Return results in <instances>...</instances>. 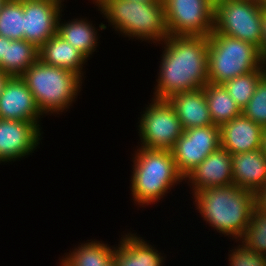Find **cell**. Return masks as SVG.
<instances>
[{"mask_svg":"<svg viewBox=\"0 0 266 266\" xmlns=\"http://www.w3.org/2000/svg\"><path fill=\"white\" fill-rule=\"evenodd\" d=\"M157 46H161L162 54L152 98L167 100L172 95L203 88L208 83V36L169 35Z\"/></svg>","mask_w":266,"mask_h":266,"instance_id":"6da1fadb","label":"cell"},{"mask_svg":"<svg viewBox=\"0 0 266 266\" xmlns=\"http://www.w3.org/2000/svg\"><path fill=\"white\" fill-rule=\"evenodd\" d=\"M191 198L203 223L230 241L242 237L255 208L254 193L234 184L207 188L192 194Z\"/></svg>","mask_w":266,"mask_h":266,"instance_id":"7a4b0ae2","label":"cell"},{"mask_svg":"<svg viewBox=\"0 0 266 266\" xmlns=\"http://www.w3.org/2000/svg\"><path fill=\"white\" fill-rule=\"evenodd\" d=\"M93 3L114 33L128 41L156 45L168 36L163 1L88 0ZM153 43V44H152Z\"/></svg>","mask_w":266,"mask_h":266,"instance_id":"3957f363","label":"cell"},{"mask_svg":"<svg viewBox=\"0 0 266 266\" xmlns=\"http://www.w3.org/2000/svg\"><path fill=\"white\" fill-rule=\"evenodd\" d=\"M135 147L130 155L133 164L129 188L132 203L139 210L162 203L172 189L184 183V177L177 170L171 151Z\"/></svg>","mask_w":266,"mask_h":266,"instance_id":"277c9868","label":"cell"},{"mask_svg":"<svg viewBox=\"0 0 266 266\" xmlns=\"http://www.w3.org/2000/svg\"><path fill=\"white\" fill-rule=\"evenodd\" d=\"M34 96L38 109L46 117L69 112L81 94L84 80L66 69L38 59L21 76Z\"/></svg>","mask_w":266,"mask_h":266,"instance_id":"5b68a950","label":"cell"},{"mask_svg":"<svg viewBox=\"0 0 266 266\" xmlns=\"http://www.w3.org/2000/svg\"><path fill=\"white\" fill-rule=\"evenodd\" d=\"M208 82L223 84L258 68H266L259 48L215 30L208 36Z\"/></svg>","mask_w":266,"mask_h":266,"instance_id":"8992f818","label":"cell"},{"mask_svg":"<svg viewBox=\"0 0 266 266\" xmlns=\"http://www.w3.org/2000/svg\"><path fill=\"white\" fill-rule=\"evenodd\" d=\"M147 103L138 112V147L170 151L183 134L180 120L167 100L151 98Z\"/></svg>","mask_w":266,"mask_h":266,"instance_id":"52a82bcc","label":"cell"},{"mask_svg":"<svg viewBox=\"0 0 266 266\" xmlns=\"http://www.w3.org/2000/svg\"><path fill=\"white\" fill-rule=\"evenodd\" d=\"M265 9L243 0H217L214 2V30L252 43L260 51Z\"/></svg>","mask_w":266,"mask_h":266,"instance_id":"ba28073f","label":"cell"},{"mask_svg":"<svg viewBox=\"0 0 266 266\" xmlns=\"http://www.w3.org/2000/svg\"><path fill=\"white\" fill-rule=\"evenodd\" d=\"M168 34L209 36L214 30L213 0H163Z\"/></svg>","mask_w":266,"mask_h":266,"instance_id":"9c48e42d","label":"cell"},{"mask_svg":"<svg viewBox=\"0 0 266 266\" xmlns=\"http://www.w3.org/2000/svg\"><path fill=\"white\" fill-rule=\"evenodd\" d=\"M221 147L219 126L208 125L183 130L171 151L177 170L185 177L209 154Z\"/></svg>","mask_w":266,"mask_h":266,"instance_id":"30bf717a","label":"cell"},{"mask_svg":"<svg viewBox=\"0 0 266 266\" xmlns=\"http://www.w3.org/2000/svg\"><path fill=\"white\" fill-rule=\"evenodd\" d=\"M42 124L0 119V164H13L38 151L44 133Z\"/></svg>","mask_w":266,"mask_h":266,"instance_id":"8fae6325","label":"cell"},{"mask_svg":"<svg viewBox=\"0 0 266 266\" xmlns=\"http://www.w3.org/2000/svg\"><path fill=\"white\" fill-rule=\"evenodd\" d=\"M22 4L24 40L40 48L57 34L59 17L66 5L59 0H22Z\"/></svg>","mask_w":266,"mask_h":266,"instance_id":"7c38bea8","label":"cell"},{"mask_svg":"<svg viewBox=\"0 0 266 266\" xmlns=\"http://www.w3.org/2000/svg\"><path fill=\"white\" fill-rule=\"evenodd\" d=\"M44 117L25 80L9 77L0 95V119L41 122Z\"/></svg>","mask_w":266,"mask_h":266,"instance_id":"4fadbf2b","label":"cell"},{"mask_svg":"<svg viewBox=\"0 0 266 266\" xmlns=\"http://www.w3.org/2000/svg\"><path fill=\"white\" fill-rule=\"evenodd\" d=\"M186 182V183H185ZM191 193L233 184L231 154L220 147L209 154L197 167L184 177V183Z\"/></svg>","mask_w":266,"mask_h":266,"instance_id":"5bb4252c","label":"cell"},{"mask_svg":"<svg viewBox=\"0 0 266 266\" xmlns=\"http://www.w3.org/2000/svg\"><path fill=\"white\" fill-rule=\"evenodd\" d=\"M220 144L230 154L261 149L263 127L241 114L219 126Z\"/></svg>","mask_w":266,"mask_h":266,"instance_id":"9a60e30c","label":"cell"},{"mask_svg":"<svg viewBox=\"0 0 266 266\" xmlns=\"http://www.w3.org/2000/svg\"><path fill=\"white\" fill-rule=\"evenodd\" d=\"M64 15L65 13H61L59 17L57 34L91 60L94 52L99 50L97 48L100 45L101 34L98 32L102 33L105 30L104 23L100 22L96 26L87 16L73 17L68 21L62 19Z\"/></svg>","mask_w":266,"mask_h":266,"instance_id":"2e32d148","label":"cell"},{"mask_svg":"<svg viewBox=\"0 0 266 266\" xmlns=\"http://www.w3.org/2000/svg\"><path fill=\"white\" fill-rule=\"evenodd\" d=\"M167 101L174 108L183 130L214 125L203 88L172 95Z\"/></svg>","mask_w":266,"mask_h":266,"instance_id":"e0dca14e","label":"cell"},{"mask_svg":"<svg viewBox=\"0 0 266 266\" xmlns=\"http://www.w3.org/2000/svg\"><path fill=\"white\" fill-rule=\"evenodd\" d=\"M39 59L47 65L66 69L86 80L84 75H86L85 69L88 68L85 67L89 59L58 34L39 48Z\"/></svg>","mask_w":266,"mask_h":266,"instance_id":"ac0fdd59","label":"cell"},{"mask_svg":"<svg viewBox=\"0 0 266 266\" xmlns=\"http://www.w3.org/2000/svg\"><path fill=\"white\" fill-rule=\"evenodd\" d=\"M233 184L255 193L266 182V158L261 149L231 154Z\"/></svg>","mask_w":266,"mask_h":266,"instance_id":"d6986e66","label":"cell"},{"mask_svg":"<svg viewBox=\"0 0 266 266\" xmlns=\"http://www.w3.org/2000/svg\"><path fill=\"white\" fill-rule=\"evenodd\" d=\"M117 244L110 245L103 240L82 241L69 252L59 257V266H106L114 257Z\"/></svg>","mask_w":266,"mask_h":266,"instance_id":"ffe728a7","label":"cell"},{"mask_svg":"<svg viewBox=\"0 0 266 266\" xmlns=\"http://www.w3.org/2000/svg\"><path fill=\"white\" fill-rule=\"evenodd\" d=\"M39 59V48L23 40L6 38L5 57L0 62V71L9 77L22 76L27 68Z\"/></svg>","mask_w":266,"mask_h":266,"instance_id":"44dd1931","label":"cell"},{"mask_svg":"<svg viewBox=\"0 0 266 266\" xmlns=\"http://www.w3.org/2000/svg\"><path fill=\"white\" fill-rule=\"evenodd\" d=\"M203 89L214 125H223L242 114L241 108L231 98L223 84L208 82Z\"/></svg>","mask_w":266,"mask_h":266,"instance_id":"7402d4cb","label":"cell"},{"mask_svg":"<svg viewBox=\"0 0 266 266\" xmlns=\"http://www.w3.org/2000/svg\"><path fill=\"white\" fill-rule=\"evenodd\" d=\"M0 36L10 40L24 39L22 0H6L0 9Z\"/></svg>","mask_w":266,"mask_h":266,"instance_id":"603a6c76","label":"cell"},{"mask_svg":"<svg viewBox=\"0 0 266 266\" xmlns=\"http://www.w3.org/2000/svg\"><path fill=\"white\" fill-rule=\"evenodd\" d=\"M265 74L266 68H258L248 74L228 80L223 85L231 98L242 110L249 103L257 84Z\"/></svg>","mask_w":266,"mask_h":266,"instance_id":"cb8c5ba5","label":"cell"},{"mask_svg":"<svg viewBox=\"0 0 266 266\" xmlns=\"http://www.w3.org/2000/svg\"><path fill=\"white\" fill-rule=\"evenodd\" d=\"M238 241L257 254L266 256V214L254 208L249 225Z\"/></svg>","mask_w":266,"mask_h":266,"instance_id":"d4e9b609","label":"cell"},{"mask_svg":"<svg viewBox=\"0 0 266 266\" xmlns=\"http://www.w3.org/2000/svg\"><path fill=\"white\" fill-rule=\"evenodd\" d=\"M242 114L254 123L266 127V74L260 79L249 103Z\"/></svg>","mask_w":266,"mask_h":266,"instance_id":"484cf974","label":"cell"},{"mask_svg":"<svg viewBox=\"0 0 266 266\" xmlns=\"http://www.w3.org/2000/svg\"><path fill=\"white\" fill-rule=\"evenodd\" d=\"M233 246L226 254L228 255L226 258L227 262H229L228 266H266L265 255L257 254L254 250L246 248L239 241H234Z\"/></svg>","mask_w":266,"mask_h":266,"instance_id":"4316f807","label":"cell"},{"mask_svg":"<svg viewBox=\"0 0 266 266\" xmlns=\"http://www.w3.org/2000/svg\"><path fill=\"white\" fill-rule=\"evenodd\" d=\"M255 209L266 214V182L254 193Z\"/></svg>","mask_w":266,"mask_h":266,"instance_id":"83f0119b","label":"cell"},{"mask_svg":"<svg viewBox=\"0 0 266 266\" xmlns=\"http://www.w3.org/2000/svg\"><path fill=\"white\" fill-rule=\"evenodd\" d=\"M261 30H262V36H261L260 53H261L263 62L266 65V9L263 12Z\"/></svg>","mask_w":266,"mask_h":266,"instance_id":"f1b7e54d","label":"cell"},{"mask_svg":"<svg viewBox=\"0 0 266 266\" xmlns=\"http://www.w3.org/2000/svg\"><path fill=\"white\" fill-rule=\"evenodd\" d=\"M6 51V38L0 36V62L2 61L3 57H5Z\"/></svg>","mask_w":266,"mask_h":266,"instance_id":"f546056e","label":"cell"},{"mask_svg":"<svg viewBox=\"0 0 266 266\" xmlns=\"http://www.w3.org/2000/svg\"><path fill=\"white\" fill-rule=\"evenodd\" d=\"M261 150L264 157L266 158V127H263Z\"/></svg>","mask_w":266,"mask_h":266,"instance_id":"4dcf8cb0","label":"cell"},{"mask_svg":"<svg viewBox=\"0 0 266 266\" xmlns=\"http://www.w3.org/2000/svg\"><path fill=\"white\" fill-rule=\"evenodd\" d=\"M8 78H9L8 75H6L2 71H0V95H1V92L3 90V86L6 83V81H7Z\"/></svg>","mask_w":266,"mask_h":266,"instance_id":"1f68e13d","label":"cell"},{"mask_svg":"<svg viewBox=\"0 0 266 266\" xmlns=\"http://www.w3.org/2000/svg\"><path fill=\"white\" fill-rule=\"evenodd\" d=\"M251 3L258 4L260 6L266 7V0H243Z\"/></svg>","mask_w":266,"mask_h":266,"instance_id":"d6a6232c","label":"cell"},{"mask_svg":"<svg viewBox=\"0 0 266 266\" xmlns=\"http://www.w3.org/2000/svg\"><path fill=\"white\" fill-rule=\"evenodd\" d=\"M106 266H117L115 260L113 259L109 264H107Z\"/></svg>","mask_w":266,"mask_h":266,"instance_id":"836d02e7","label":"cell"},{"mask_svg":"<svg viewBox=\"0 0 266 266\" xmlns=\"http://www.w3.org/2000/svg\"><path fill=\"white\" fill-rule=\"evenodd\" d=\"M139 1L156 2V1H163V0H139Z\"/></svg>","mask_w":266,"mask_h":266,"instance_id":"e575fe53","label":"cell"},{"mask_svg":"<svg viewBox=\"0 0 266 266\" xmlns=\"http://www.w3.org/2000/svg\"><path fill=\"white\" fill-rule=\"evenodd\" d=\"M6 0H0V9L2 7V4L5 2Z\"/></svg>","mask_w":266,"mask_h":266,"instance_id":"d590c367","label":"cell"}]
</instances>
